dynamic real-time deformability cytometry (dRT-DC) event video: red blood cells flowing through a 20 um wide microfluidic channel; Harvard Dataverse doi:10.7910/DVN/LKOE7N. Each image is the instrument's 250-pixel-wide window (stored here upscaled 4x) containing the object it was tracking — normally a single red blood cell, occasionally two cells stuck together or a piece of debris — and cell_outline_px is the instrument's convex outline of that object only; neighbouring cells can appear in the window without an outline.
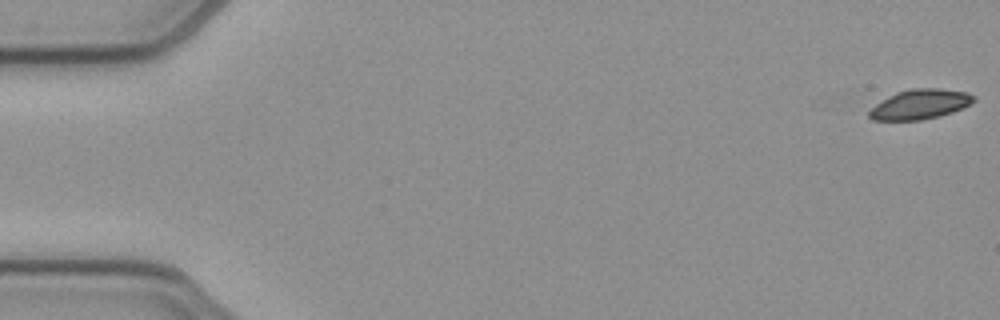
{"species": "common noctule bat (a hibernating species)", "species_latin": "Nyctalus noctula", "temperature_condition": "cold", "stored_images_in_passage": 22, "camera_frame_rate_fps": 3000, "um_per_image_px": 0.085, "animal": {"sex": "female", "body_mass_g": 21.9}, "frame": {"image": 1, "passage_image": 1, "time_ms": 0.0, "image_size_px": [1000, 320], "cell_outline_px": [[976, 100], [952, 112], [940, 116], [920, 120], [872, 120], [868, 116], [868, 112], [876, 104], [896, 92], [912, 88], [936, 88], [968, 92], [976, 96]], "centroid_in_image_um": [78.2, 8.86], "position_along_channel_um": 6.8, "area_um2": 18.03}}
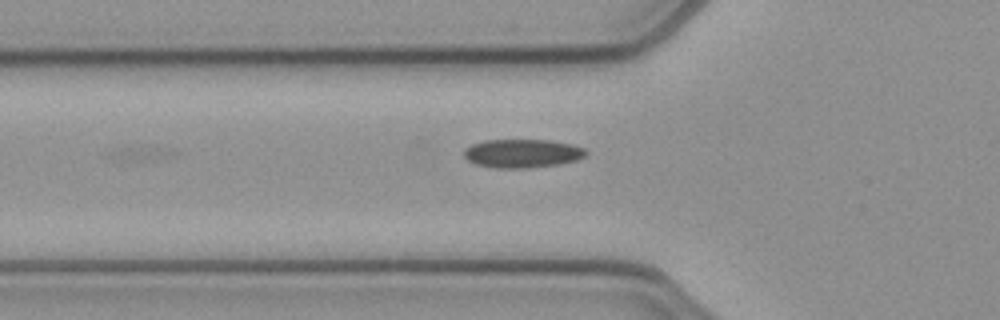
{"frame": {"image": 2, "passage_image": 18, "time_ms": 5.667, "image_size_px": [1000, 320], "cell_outline_px": [[588, 152], [584, 156], [576, 160], [560, 164], [528, 168], [496, 168], [476, 164], [468, 160], [464, 156], [464, 148], [472, 144], [484, 140], [548, 140], [572, 144], [584, 148]], "centroid_in_image_um": [44.39, 13.04], "position_along_channel_um": 81.4, "area_um2": 20.35}}
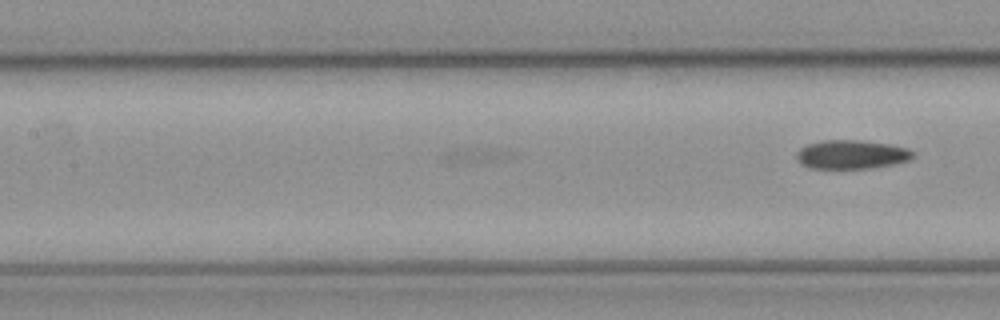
{"frame": {"image": 3, "passage_image": 22, "time_ms": 7.0, "image_size_px": [1000, 320], "cell_outline_px": [[916, 156], [908, 160], [892, 164], [872, 168], [808, 168], [800, 164], [796, 160], [796, 152], [800, 148], [808, 144], [824, 140], [856, 140], [888, 144], [908, 148], [916, 152]], "centroid_in_image_um": [72.37, 13.13], "position_along_channel_um": 135.0, "area_um2": 19.65}}